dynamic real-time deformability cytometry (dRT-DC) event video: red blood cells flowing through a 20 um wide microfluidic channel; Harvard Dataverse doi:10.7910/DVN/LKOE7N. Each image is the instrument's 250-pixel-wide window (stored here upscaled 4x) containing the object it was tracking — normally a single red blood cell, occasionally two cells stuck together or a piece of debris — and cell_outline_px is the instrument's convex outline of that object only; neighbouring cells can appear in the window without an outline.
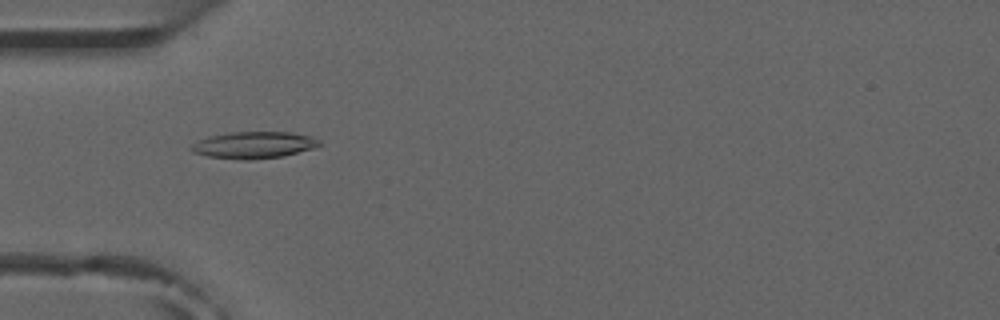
{"species": "common noctule bat (a hibernating species)", "species_latin": "Nyctalus noctula", "temperature_condition": "room temperature", "stored_images_in_passage": 10, "camera_frame_rate_fps": 3000, "um_per_image_px": 0.085, "animal": {"sex": "male", "forearm_length_mm": 52.5}, "frame": {"image": 1, "passage_image": 4, "time_ms": 4.333, "image_size_px": [1000, 320], "cell_outline_px": [[324, 144], [312, 148], [284, 156], [248, 160], [244, 160], [208, 156], [192, 152], [188, 148], [192, 144], [208, 136], [232, 132], [288, 132], [312, 136], [320, 140]], "centroid_in_image_um": [21.58, 12.32], "position_along_channel_um": 63.4, "area_um2": 20.0}}
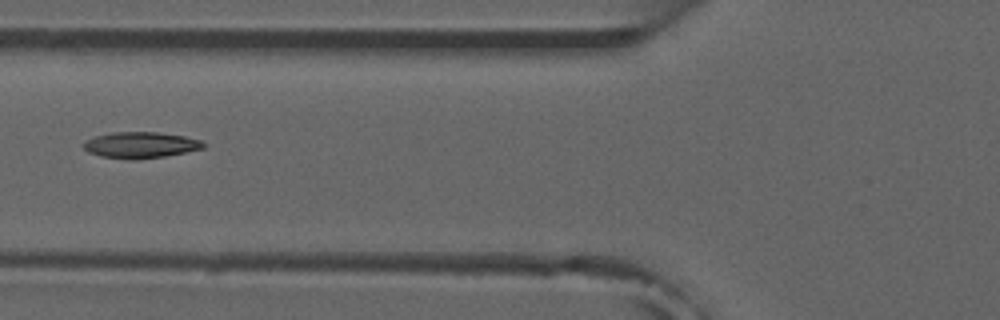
{"frame": {"image": 2, "passage_image": 5, "time_ms": 5.667, "image_size_px": [1000, 320], "cell_outline_px": [[208, 144], [204, 148], [164, 156], [136, 160], [132, 160], [100, 156], [88, 152], [84, 148], [84, 140], [96, 136], [112, 132], [156, 132], [184, 136], [200, 140]], "centroid_in_image_um": [11.94, 12.33], "position_along_channel_um": 113.9, "area_um2": 18.26}}
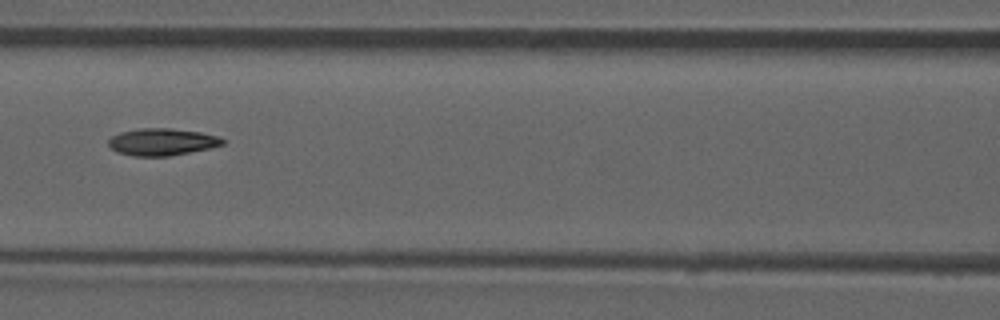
{"frame": {"image": 3, "passage_image": 6, "time_ms": 6.667, "image_size_px": [1000, 320], "cell_outline_px": [[224, 144], [208, 148], [168, 156], [132, 156], [116, 152], [108, 144], [108, 140], [112, 136], [120, 132], [140, 128], [172, 128], [200, 132], [220, 136], [224, 140]], "centroid_in_image_um": [13.75, 12.05], "position_along_channel_um": 152.9, "area_um2": 17.98}}